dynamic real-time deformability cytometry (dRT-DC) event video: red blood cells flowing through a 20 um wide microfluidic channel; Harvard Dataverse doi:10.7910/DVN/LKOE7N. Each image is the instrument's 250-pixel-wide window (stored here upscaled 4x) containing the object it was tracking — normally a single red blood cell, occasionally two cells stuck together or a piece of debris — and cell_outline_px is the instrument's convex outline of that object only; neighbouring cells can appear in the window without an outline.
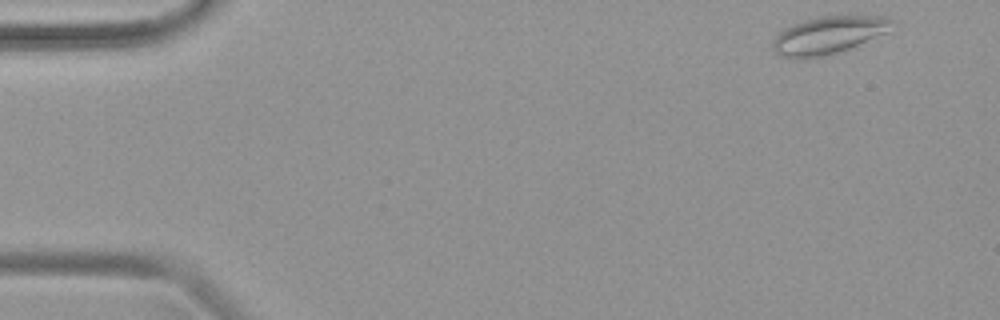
{"species": "common noctule bat (a hibernating species)", "species_latin": "Nyctalus noctula", "temperature_condition": "warm", "stored_images_in_passage": 46, "camera_frame_rate_fps": 3000, "um_per_image_px": 0.085, "animal": {"sex": "female", "body_mass_g": 19.9}, "frame": {"image": 1, "passage_image": 2, "time_ms": 0.333, "image_size_px": [1000, 320], "cell_outline_px": [[896, 20], [888, 32], [832, 56], [808, 60], [780, 56], [772, 48], [772, 40], [784, 28], [804, 20], [820, 16], [888, 16]], "centroid_in_image_um": [70.43, 3.02], "position_along_channel_um": 14.6, "area_um2": 26.7}}
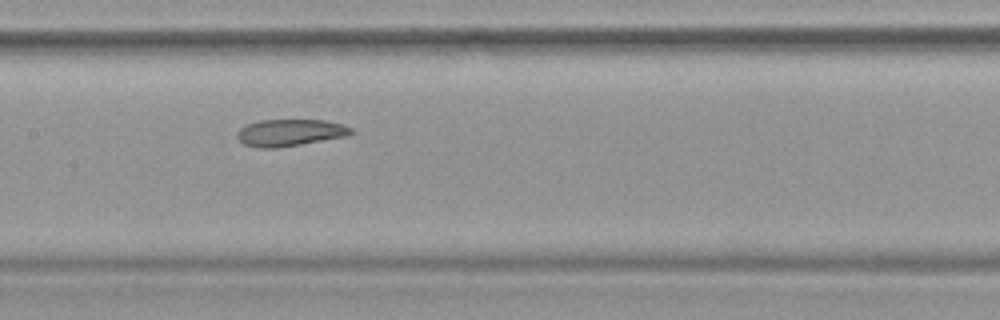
{"frame": {"image": 2, "passage_image": 22, "time_ms": 7.0, "image_size_px": [1000, 320], "cell_outline_px": [[356, 132], [348, 136], [276, 148], [256, 148], [244, 144], [236, 136], [236, 132], [240, 128], [248, 124], [260, 120], [324, 120], [344, 124], [352, 128]], "centroid_in_image_um": [24.67, 11.27], "position_along_channel_um": 182.7, "area_um2": 17.98}}
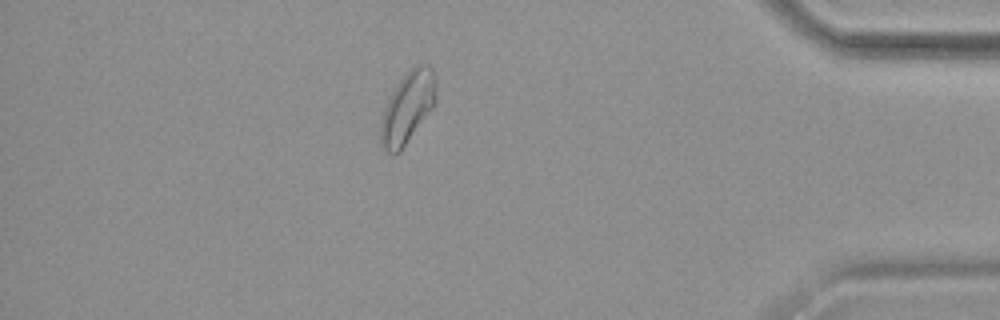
{"frame": {"image": 3, "passage_image": 40, "time_ms": 13.0, "image_size_px": [1000, 320], "cell_outline_px": [[436, 104], [400, 152], [392, 156], [380, 144], [380, 124], [384, 108], [392, 92], [400, 80], [416, 64], [428, 64], [432, 68], [436, 80]], "centroid_in_image_um": [34.66, 9.16], "position_along_channel_um": 400.5, "area_um2": 23.18}}